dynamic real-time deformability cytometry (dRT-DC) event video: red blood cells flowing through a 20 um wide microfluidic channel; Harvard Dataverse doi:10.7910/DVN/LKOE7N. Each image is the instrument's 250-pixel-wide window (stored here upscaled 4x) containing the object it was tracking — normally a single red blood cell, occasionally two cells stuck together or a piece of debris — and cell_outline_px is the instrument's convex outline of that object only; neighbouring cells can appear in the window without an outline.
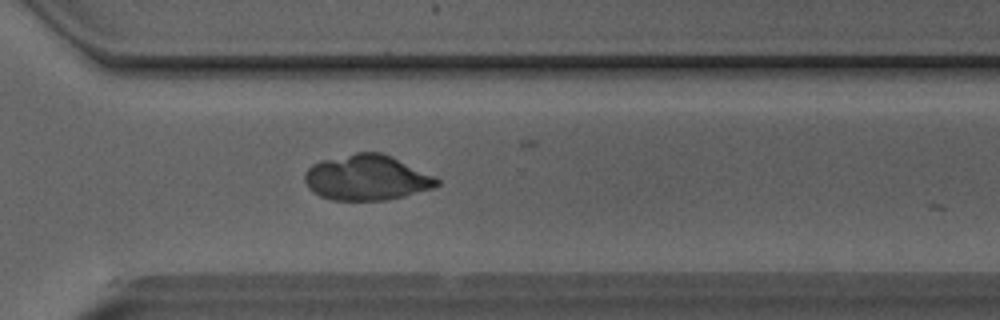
{"species": "Egyptian fruit bat (a non-hibernating species)", "species_latin": "Rousettus aegyptiacus", "temperature_condition": "room temperature", "stored_images_in_passage": 39, "camera_frame_rate_fps": 3000, "um_per_image_px": 0.085, "animal": {"sex": "male"}, "frame": {"image": 1, "passage_image": 34, "time_ms": 11.0, "image_size_px": [1000, 320], "cell_outline_px": [[440, 184], [432, 188], [404, 196], [384, 200], [332, 200], [320, 196], [312, 192], [308, 188], [304, 180], [304, 172], [312, 164], [320, 160], [356, 152], [380, 152], [392, 156], [440, 180]], "centroid_in_image_um": [31.11, 15.1], "position_along_channel_um": 339.5, "area_um2": 34.91}}